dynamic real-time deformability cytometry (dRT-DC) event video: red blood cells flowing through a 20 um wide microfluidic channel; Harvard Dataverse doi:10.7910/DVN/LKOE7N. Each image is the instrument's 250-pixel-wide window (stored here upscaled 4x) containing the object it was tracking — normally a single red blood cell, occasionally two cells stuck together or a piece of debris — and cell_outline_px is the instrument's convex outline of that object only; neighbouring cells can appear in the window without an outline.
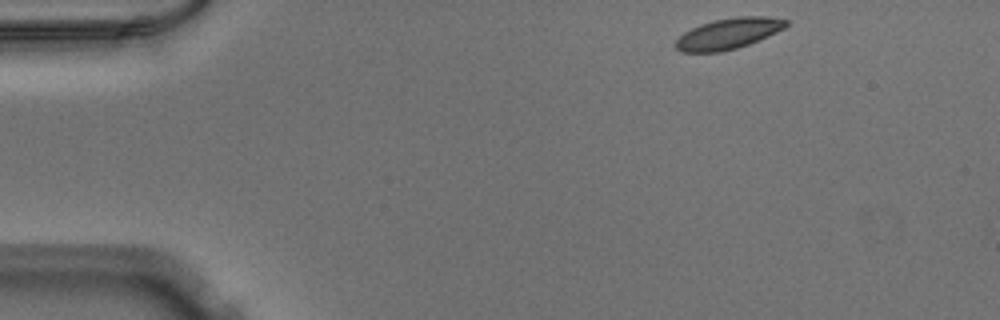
{"species": "Egyptian fruit bat (a non-hibernating species)", "species_latin": "Rousettus aegyptiacus", "temperature_condition": "warm", "stored_images_in_passage": 46, "camera_frame_rate_fps": 3000, "um_per_image_px": 0.085, "animal": {"sex": "male"}, "frame": {"image": 1, "passage_image": 1, "time_ms": 0.0, "image_size_px": [1000, 320], "cell_outline_px": [[788, 24], [784, 28], [768, 36], [748, 44], [736, 48], [720, 52], [680, 52], [676, 48], [676, 40], [684, 32], [700, 24], [716, 20], [736, 16], [768, 16], [788, 20]], "centroid_in_image_um": [61.92, 2.85], "position_along_channel_um": 23.1, "area_um2": 19.71}}
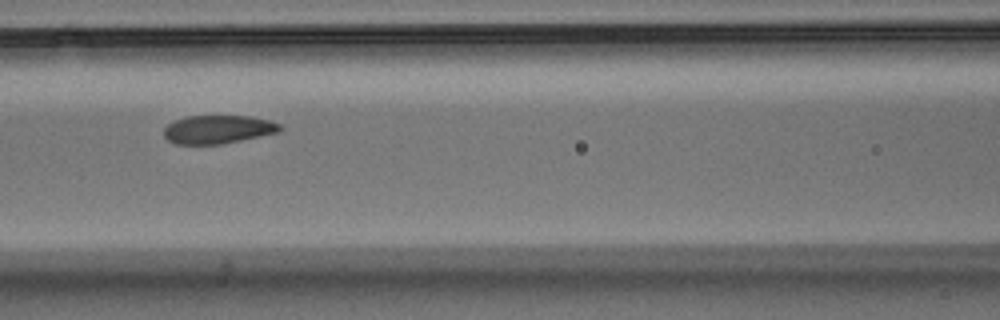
{"frame": {"image": 2, "passage_image": 17, "time_ms": 5.333, "image_size_px": [1000, 320], "cell_outline_px": [[284, 128], [280, 132], [220, 144], [176, 144], [168, 140], [164, 136], [164, 128], [168, 124], [176, 120], [188, 116], [252, 116], [268, 120], [280, 124]], "centroid_in_image_um": [18.55, 10.99], "position_along_channel_um": 148.1, "area_um2": 19.13}}
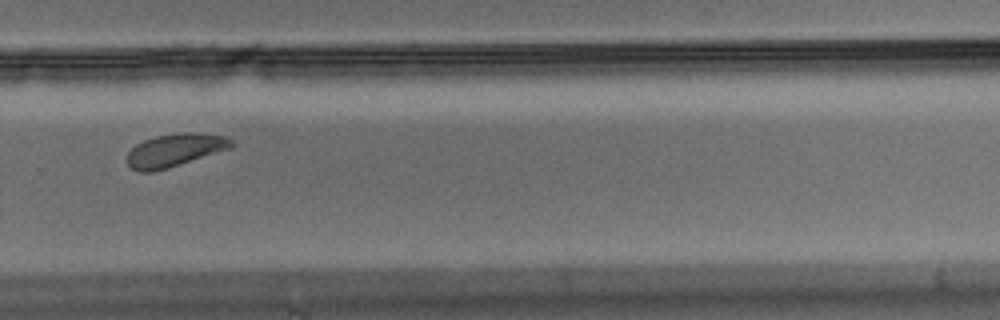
{"frame": {"image": 3, "passage_image": 30, "time_ms": 9.667, "image_size_px": [1000, 320], "cell_outline_px": [[236, 144], [232, 148], [168, 168], [152, 172], [140, 172], [132, 168], [128, 164], [128, 152], [136, 144], [144, 140], [156, 136], [180, 132], [196, 132], [228, 136]], "centroid_in_image_um": [14.92, 12.75], "position_along_channel_um": 314.9, "area_um2": 20.17}}